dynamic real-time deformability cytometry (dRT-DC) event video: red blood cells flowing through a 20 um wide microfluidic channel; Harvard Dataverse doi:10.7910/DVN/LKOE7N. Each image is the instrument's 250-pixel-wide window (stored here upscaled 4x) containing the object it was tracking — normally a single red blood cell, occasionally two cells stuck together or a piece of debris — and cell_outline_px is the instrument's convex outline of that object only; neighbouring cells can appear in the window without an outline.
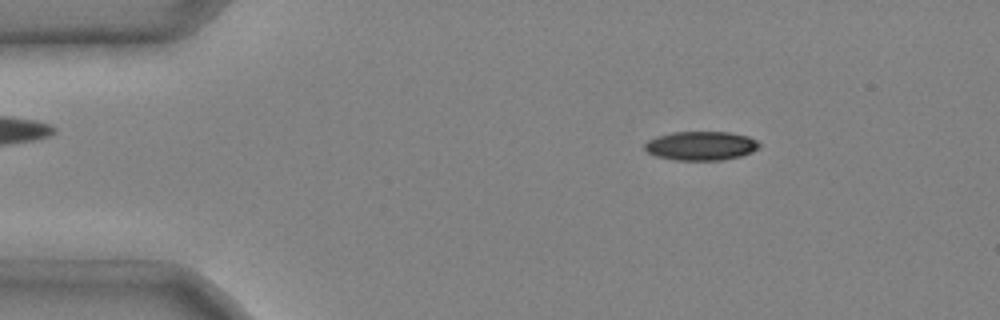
{"species": "common noctule bat (a hibernating species)", "species_latin": "Nyctalus noctula", "temperature_condition": "cold", "stored_images_in_passage": 3, "camera_frame_rate_fps": 3000, "um_per_image_px": 0.085, "animal": {"sex": "male", "body_mass_g": 20.4}, "frame": {"image": 1, "passage_image": 1, "time_ms": 0.0, "image_size_px": [1000, 320], "cell_outline_px": [[760, 148], [752, 152], [740, 156], [720, 160], [676, 160], [656, 156], [648, 152], [644, 148], [644, 144], [648, 140], [656, 136], [672, 132], [728, 132], [748, 136], [756, 140], [760, 144]], "centroid_in_image_um": [59.58, 12.39], "position_along_channel_um": 25.4, "area_um2": 19.36}}